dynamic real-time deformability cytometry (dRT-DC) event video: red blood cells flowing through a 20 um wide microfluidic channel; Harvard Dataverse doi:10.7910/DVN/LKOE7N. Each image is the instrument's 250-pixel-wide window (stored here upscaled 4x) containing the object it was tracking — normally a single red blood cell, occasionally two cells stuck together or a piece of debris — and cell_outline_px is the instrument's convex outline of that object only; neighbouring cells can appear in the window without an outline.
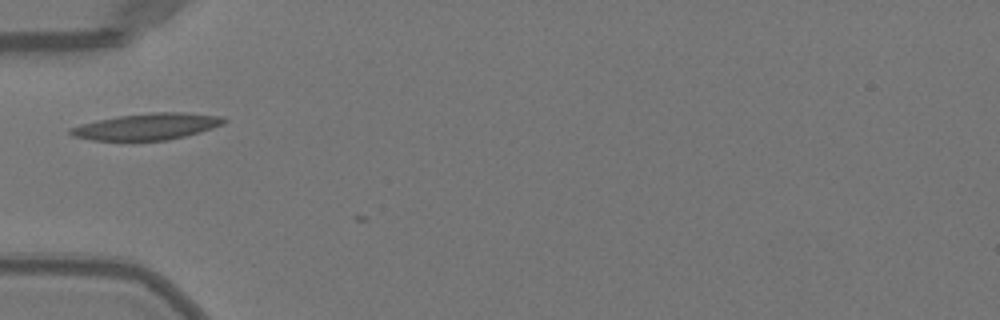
{"species": "Egyptian fruit bat (a non-hibernating species)", "species_latin": "Rousettus aegyptiacus", "temperature_condition": "warm", "stored_images_in_passage": 3, "camera_frame_rate_fps": 3000, "um_per_image_px": 0.085, "animal": {"sex": "female"}, "frame": {"image": 1, "passage_image": 1, "time_ms": 0.0, "image_size_px": [1000, 320], "cell_outline_px": [[228, 120], [224, 124], [200, 132], [168, 140], [92, 140], [72, 136], [68, 132], [68, 128], [80, 124], [120, 116], [152, 112], [188, 112], [224, 116]], "centroid_in_image_um": [12.54, 10.75], "position_along_channel_um": 72.5, "area_um2": 23.7}}